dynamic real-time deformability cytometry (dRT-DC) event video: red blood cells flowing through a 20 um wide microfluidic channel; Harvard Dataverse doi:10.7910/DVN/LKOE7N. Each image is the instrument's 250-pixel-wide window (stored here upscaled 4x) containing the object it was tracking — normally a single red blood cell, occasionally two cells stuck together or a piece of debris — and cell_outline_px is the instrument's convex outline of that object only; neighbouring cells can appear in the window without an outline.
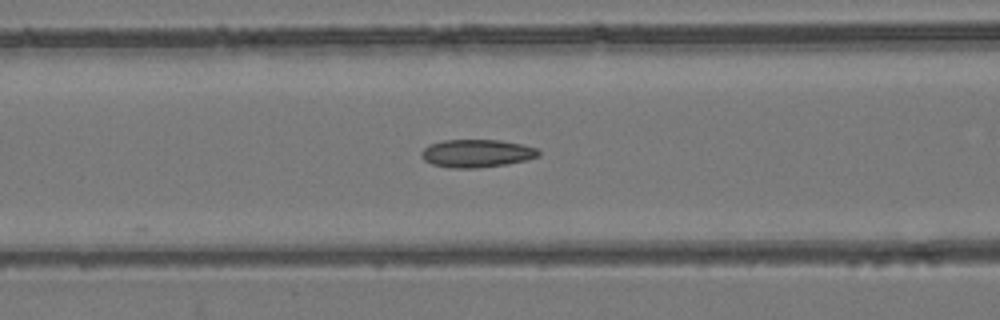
{"species": "common noctule bat (a hibernating species)", "species_latin": "Nyctalus noctula", "temperature_condition": "room temperature", "stored_images_in_passage": 55, "camera_frame_rate_fps": 3000, "um_per_image_px": 0.085, "animal": {"sex": "female", "body_mass_g": 24.6, "forearm_length_mm": 56.2}, "frame": {"image": 1, "passage_image": 23, "time_ms": 7.333, "image_size_px": [1000, 320], "cell_outline_px": [[540, 156], [508, 164], [476, 168], [452, 168], [432, 164], [424, 160], [420, 156], [420, 152], [428, 144], [444, 140], [500, 140], [524, 144], [536, 148], [540, 152]], "centroid_in_image_um": [40.51, 13.03], "position_along_channel_um": 126.1, "area_um2": 19.19}}
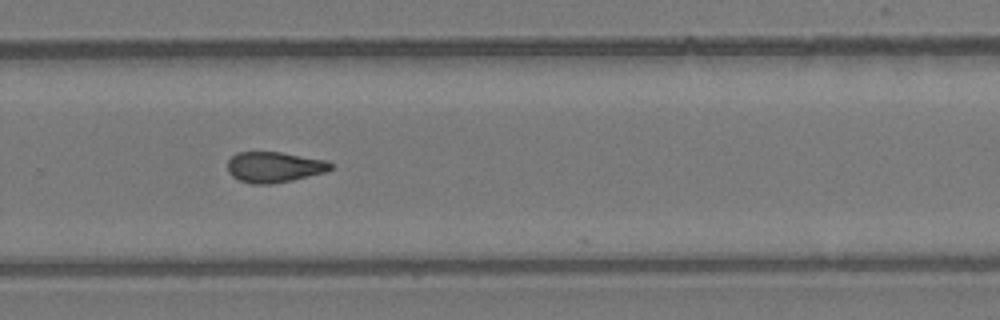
{"frame": {"image": 2, "passage_image": 37, "time_ms": 12.0, "image_size_px": [1000, 320], "cell_outline_px": [[332, 168], [328, 172], [292, 180], [272, 184], [252, 184], [240, 180], [232, 176], [228, 172], [228, 160], [236, 152], [280, 152], [328, 160], [332, 164]], "centroid_in_image_um": [23.33, 14.2], "position_along_channel_um": 306.5, "area_um2": 18.55}}
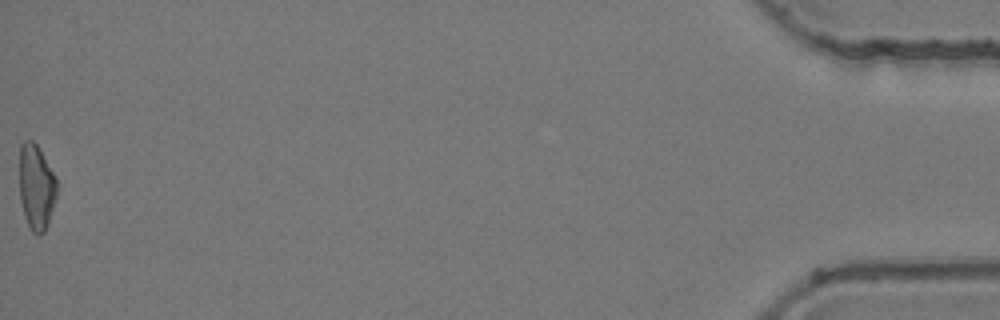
{"frame": {"image": 3, "passage_image": 55, "time_ms": 18.0, "image_size_px": [1000, 320], "cell_outline_px": [[56, 196], [48, 224], [44, 232], [40, 236], [36, 236], [32, 232], [24, 216], [20, 200], [20, 144], [24, 140], [32, 140], [36, 144], [52, 172], [56, 180]], "centroid_in_image_um": [3.06, 15.94], "position_along_channel_um": 432.1, "area_um2": 18.38}, "authors_computed_cell_mechanics": {"area_um2": 18.9006, "velocity_mm_per_s": 3.8775, "shape_relaxation_time_tau1_ms": null, "shape_relaxation_time_tau2_ms": 4.3749, "deformation_change_tau1": null, "deformation_change_tau2": 0.1229}}